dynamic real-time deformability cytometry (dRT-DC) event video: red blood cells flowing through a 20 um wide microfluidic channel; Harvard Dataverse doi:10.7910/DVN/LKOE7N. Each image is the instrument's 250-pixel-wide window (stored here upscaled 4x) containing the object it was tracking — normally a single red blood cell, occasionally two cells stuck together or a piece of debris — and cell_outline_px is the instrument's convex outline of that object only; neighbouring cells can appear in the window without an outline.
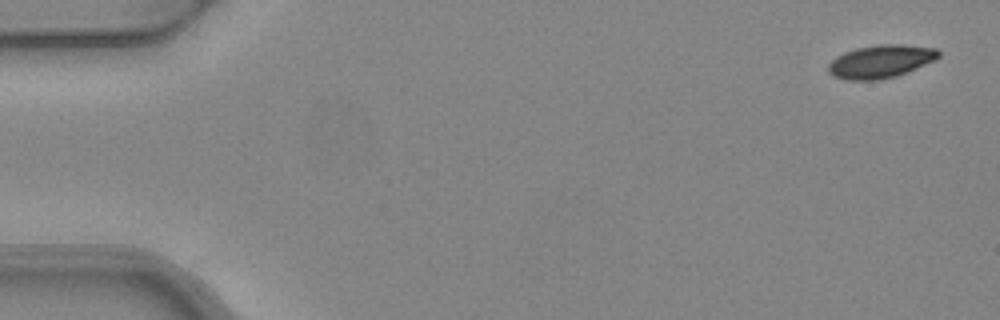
{"species": "common noctule bat (a hibernating species)", "species_latin": "Nyctalus noctula", "temperature_condition": "warm", "stored_images_in_passage": 6, "camera_frame_rate_fps": 3000, "um_per_image_px": 0.085, "animal": {"sex": "female", "body_mass_g": 24.6, "forearm_length_mm": 56.2}, "frame": {"image": 1, "passage_image": 1, "time_ms": 0.0, "image_size_px": [1000, 320], "cell_outline_px": [[940, 56], [936, 60], [908, 72], [896, 76], [880, 80], [848, 80], [832, 76], [828, 72], [828, 64], [836, 56], [844, 52], [856, 48], [880, 44], [900, 44], [936, 48], [940, 52]], "centroid_in_image_um": [74.86, 5.23], "position_along_channel_um": 10.1, "area_um2": 21.44}}
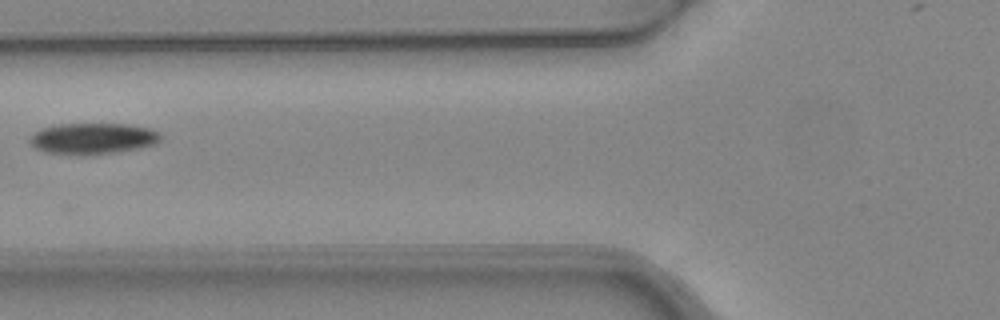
{"frame": {"image": 2, "passage_image": 5, "time_ms": 1.333, "image_size_px": [1000, 320], "cell_outline_px": [[160, 140], [156, 144], [136, 148], [112, 152], [44, 152], [36, 148], [28, 140], [32, 132], [40, 128], [60, 124], [128, 124], [148, 128], [160, 132]], "centroid_in_image_um": [7.88, 11.72], "position_along_channel_um": 117.9, "area_um2": 22.83}}
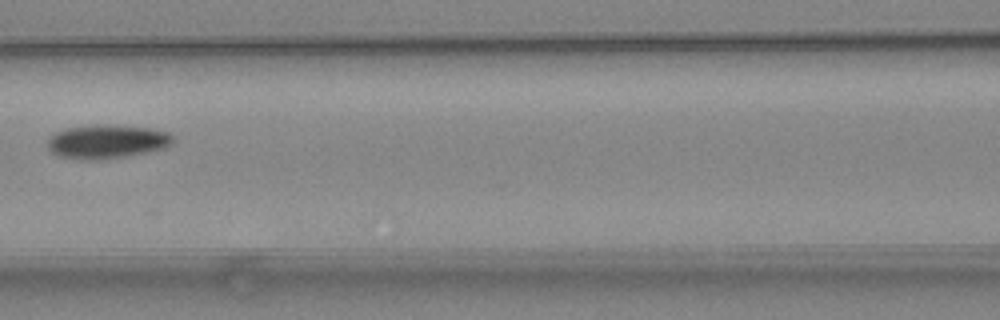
{"frame": {"image": 3, "passage_image": 6, "time_ms": 1.667, "image_size_px": [1000, 320], "cell_outline_px": [[176, 140], [172, 144], [164, 148], [148, 152], [128, 156], [96, 160], [88, 160], [56, 156], [48, 148], [48, 140], [56, 132], [64, 128], [92, 124], [96, 124], [148, 128], [168, 132]], "centroid_in_image_um": [9.08, 12.04], "position_along_channel_um": 157.5, "area_um2": 24.8}}